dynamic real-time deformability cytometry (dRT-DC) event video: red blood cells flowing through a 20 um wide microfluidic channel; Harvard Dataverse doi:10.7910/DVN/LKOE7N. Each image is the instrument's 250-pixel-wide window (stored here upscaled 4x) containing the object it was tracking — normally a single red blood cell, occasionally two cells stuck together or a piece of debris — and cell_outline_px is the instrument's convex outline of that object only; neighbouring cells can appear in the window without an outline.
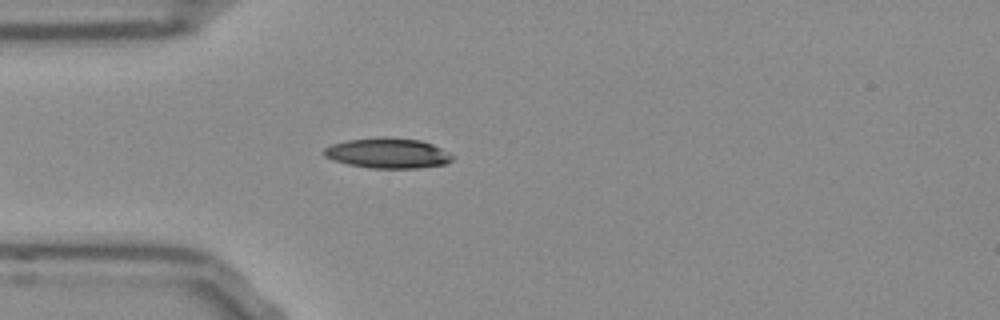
{"species": "Egyptian fruit bat (a non-hibernating species)", "species_latin": "Rousettus aegyptiacus", "temperature_condition": "room temperature", "stored_images_in_passage": 39, "camera_frame_rate_fps": 3000, "um_per_image_px": 0.085, "frame": {"image": 1, "passage_image": 1, "time_ms": 0.0, "image_size_px": [1000, 320], "cell_outline_px": [[456, 156], [452, 160], [444, 164], [416, 168], [372, 168], [348, 164], [324, 156], [320, 152], [324, 148], [332, 144], [348, 140], [420, 140], [432, 144]], "centroid_in_image_um": [32.97, 13.07], "position_along_channel_um": 52.0, "area_um2": 21.56}}
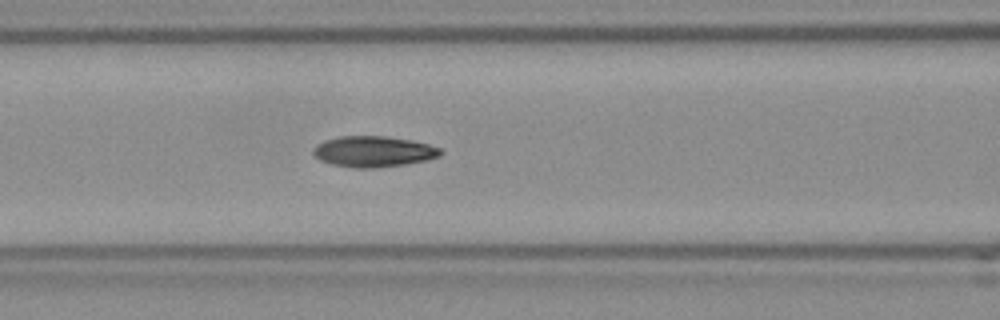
{"frame": {"image": 2, "passage_image": 8, "time_ms": 2.333, "image_size_px": [1000, 320], "cell_outline_px": [[444, 152], [440, 156], [428, 160], [404, 164], [376, 168], [352, 168], [332, 164], [320, 160], [312, 152], [324, 140], [340, 136], [384, 136], [408, 140], [428, 144], [440, 148]], "centroid_in_image_um": [31.78, 12.89], "position_along_channel_um": 134.8, "area_um2": 22.72}}
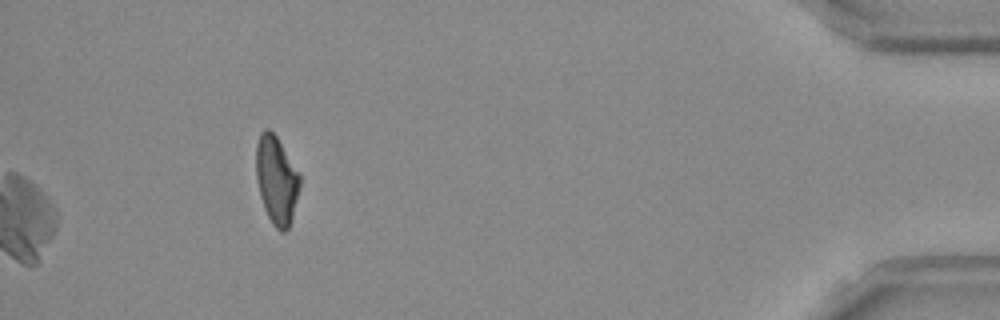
{"frame": {"image": 3, "passage_image": 35, "time_ms": 11.333, "image_size_px": [1000, 320], "cell_outline_px": [[300, 188], [292, 220], [288, 228], [284, 232], [280, 232], [272, 224], [264, 208], [260, 196], [256, 176], [256, 144], [260, 132], [264, 128], [268, 128], [276, 136], [300, 172]], "centroid_in_image_um": [23.51, 15.3], "position_along_channel_um": 411.7, "area_um2": 22.72}, "authors_computed_cell_mechanics": {"area_um2": 22.5998, "velocity_mm_per_s": 3.812, "shape_relaxation_time_tau1_ms": 5.4471, "shape_relaxation_time_tau2_ms": 3.7854, "deformation_change_tau1": 0.1658, "deformation_change_tau2": 0.0998}}